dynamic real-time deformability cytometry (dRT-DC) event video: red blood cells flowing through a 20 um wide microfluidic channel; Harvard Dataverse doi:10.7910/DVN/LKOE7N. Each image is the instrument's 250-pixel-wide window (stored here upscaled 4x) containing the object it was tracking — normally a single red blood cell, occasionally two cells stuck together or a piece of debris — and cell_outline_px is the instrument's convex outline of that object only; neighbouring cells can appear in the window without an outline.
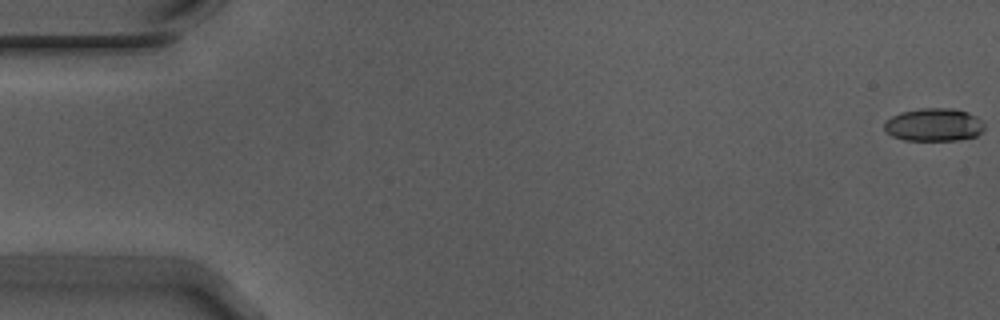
{"species": "Egyptian fruit bat (a non-hibernating species)", "species_latin": "Rousettus aegyptiacus", "temperature_condition": "warm", "stored_images_in_passage": 10, "camera_frame_rate_fps": 3000, "um_per_image_px": 0.085, "animal": {"sex": "male"}, "frame": {"image": 1, "passage_image": 1, "time_ms": 0.0, "image_size_px": [1000, 320], "cell_outline_px": [[984, 128], [976, 136], [956, 140], [904, 140], [892, 136], [884, 128], [884, 120], [900, 112], [920, 108], [952, 108], [968, 112], [976, 116], [984, 124]], "centroid_in_image_um": [79.36, 10.59], "position_along_channel_um": 5.6, "area_um2": 19.25}}